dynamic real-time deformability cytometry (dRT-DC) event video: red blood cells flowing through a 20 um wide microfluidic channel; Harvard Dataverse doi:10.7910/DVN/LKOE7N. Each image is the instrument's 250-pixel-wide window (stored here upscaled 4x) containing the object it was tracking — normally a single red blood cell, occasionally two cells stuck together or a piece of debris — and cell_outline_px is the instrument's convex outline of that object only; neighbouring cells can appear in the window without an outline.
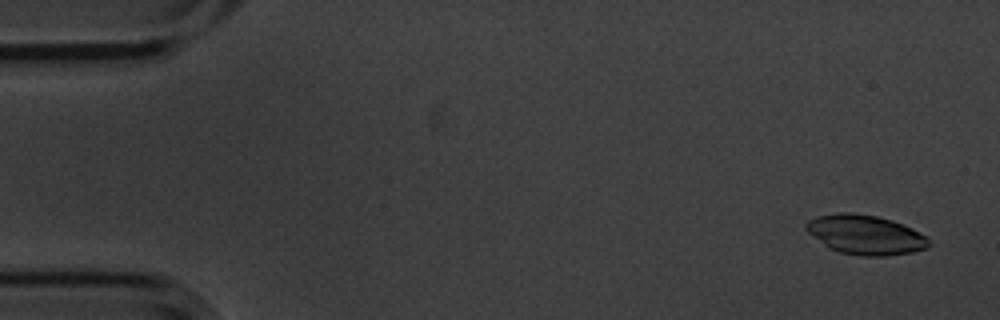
{"species": "common noctule bat (a hibernating species)", "species_latin": "Nyctalus noctula", "temperature_condition": "cold", "stored_images_in_passage": 7, "camera_frame_rate_fps": 3000, "um_per_image_px": 0.085, "animal": {"sex": "male", "body_mass_g": 20.1, "forearm_length_mm": 53.5}, "frame": {"image": 1, "passage_image": 1, "time_ms": 0.0, "image_size_px": [1000, 320], "cell_outline_px": [[928, 248], [912, 252], [884, 256], [860, 256], [840, 252], [828, 248], [808, 232], [804, 228], [804, 224], [808, 220], [816, 216], [840, 212], [852, 212], [876, 216], [892, 220], [912, 228], [928, 236]], "centroid_in_image_um": [73.54, 19.95], "position_along_channel_um": 11.5, "area_um2": 28.38}}